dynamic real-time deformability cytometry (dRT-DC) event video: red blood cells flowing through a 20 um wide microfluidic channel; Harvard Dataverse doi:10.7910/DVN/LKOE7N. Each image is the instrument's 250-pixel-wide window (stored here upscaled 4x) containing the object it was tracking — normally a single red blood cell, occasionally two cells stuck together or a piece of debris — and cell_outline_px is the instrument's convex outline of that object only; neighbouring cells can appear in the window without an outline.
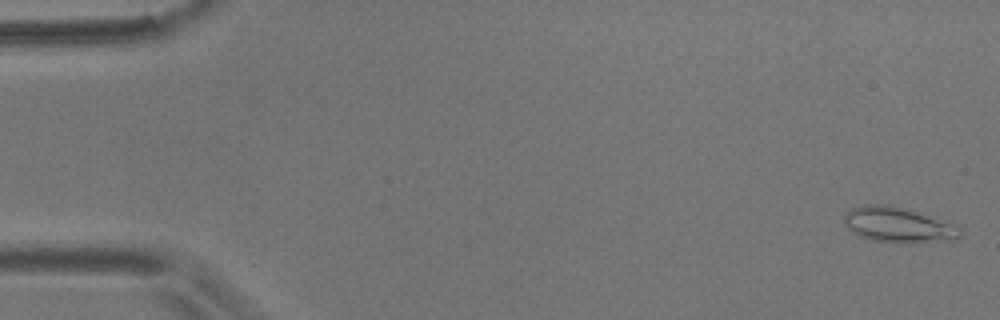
{"species": "common noctule bat (a hibernating species)", "species_latin": "Nyctalus noctula", "temperature_condition": "room temperature", "stored_images_in_passage": 56, "camera_frame_rate_fps": 3000, "um_per_image_px": 0.085, "animal": {"sex": "male", "body_mass_g": 17.9}, "frame": {"image": 1, "passage_image": 2, "time_ms": 0.333, "image_size_px": [1000, 320], "cell_outline_px": [[960, 236], [956, 240], [916, 244], [896, 244], [872, 240], [860, 236], [852, 232], [844, 224], [844, 216], [852, 208], [864, 204], [888, 204], [904, 208], [916, 212], [960, 228]], "centroid_in_image_um": [76.31, 19.16], "position_along_channel_um": 8.7, "area_um2": 23.93}}
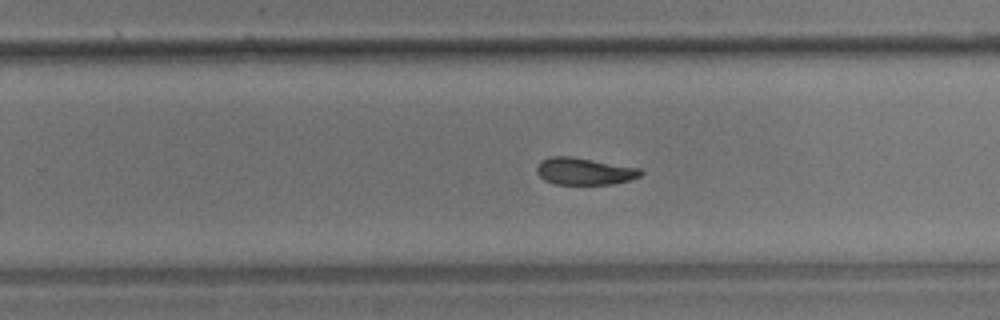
{"frame": {"image": 2, "passage_image": 36, "time_ms": 11.667, "image_size_px": [1000, 320], "cell_outline_px": [[644, 172], [640, 176], [628, 180], [612, 184], [556, 184], [544, 180], [536, 172], [536, 168], [540, 160], [552, 156], [568, 156], [640, 168]], "centroid_in_image_um": [49.64, 14.56], "position_along_channel_um": 280.2, "area_um2": 16.24}}
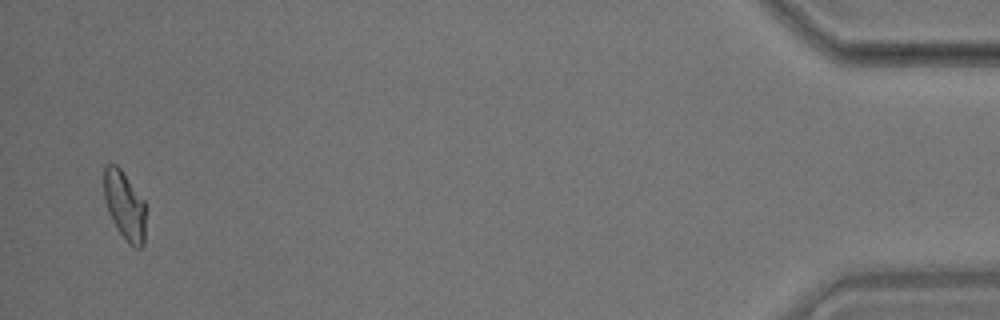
{"frame": {"image": 3, "passage_image": 55, "time_ms": 18.0, "image_size_px": [1000, 320], "cell_outline_px": [[148, 208], [144, 244], [140, 248], [132, 248], [128, 244], [112, 220], [108, 212], [104, 200], [104, 164], [116, 164], [120, 168], [144, 200]], "centroid_in_image_um": [10.64, 17.51], "position_along_channel_um": 424.6, "area_um2": 17.28}, "authors_computed_cell_mechanics": {"area_um2": 17.2244, "velocity_mm_per_s": 3.5995, "shape_relaxation_time_tau1_ms": 10.8666, "shape_relaxation_time_tau2_ms": 3.4734, "deformation_change_tau1": 0.2123, "deformation_change_tau2": 0.0831}}